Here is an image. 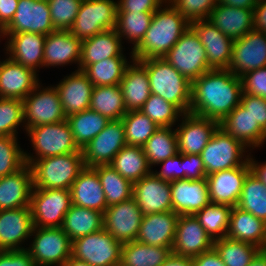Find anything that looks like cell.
<instances>
[{
	"mask_svg": "<svg viewBox=\"0 0 266 266\" xmlns=\"http://www.w3.org/2000/svg\"><path fill=\"white\" fill-rule=\"evenodd\" d=\"M241 77L211 69L191 82L190 113L221 122L241 102Z\"/></svg>",
	"mask_w": 266,
	"mask_h": 266,
	"instance_id": "6da1fadb",
	"label": "cell"
},
{
	"mask_svg": "<svg viewBox=\"0 0 266 266\" xmlns=\"http://www.w3.org/2000/svg\"><path fill=\"white\" fill-rule=\"evenodd\" d=\"M190 23L166 1L154 14L140 44L130 52L134 60L163 58L178 42Z\"/></svg>",
	"mask_w": 266,
	"mask_h": 266,
	"instance_id": "7a4b0ae2",
	"label": "cell"
},
{
	"mask_svg": "<svg viewBox=\"0 0 266 266\" xmlns=\"http://www.w3.org/2000/svg\"><path fill=\"white\" fill-rule=\"evenodd\" d=\"M146 68L150 92L175 105L183 114L190 113L191 82L164 58L139 60Z\"/></svg>",
	"mask_w": 266,
	"mask_h": 266,
	"instance_id": "3957f363",
	"label": "cell"
},
{
	"mask_svg": "<svg viewBox=\"0 0 266 266\" xmlns=\"http://www.w3.org/2000/svg\"><path fill=\"white\" fill-rule=\"evenodd\" d=\"M84 168L82 152L35 160L30 164L33 188L70 190Z\"/></svg>",
	"mask_w": 266,
	"mask_h": 266,
	"instance_id": "277c9868",
	"label": "cell"
},
{
	"mask_svg": "<svg viewBox=\"0 0 266 266\" xmlns=\"http://www.w3.org/2000/svg\"><path fill=\"white\" fill-rule=\"evenodd\" d=\"M24 133L30 138L31 148L35 151V155L32 152L24 151L25 163L29 165L41 158L82 152L74 141L67 120L26 128Z\"/></svg>",
	"mask_w": 266,
	"mask_h": 266,
	"instance_id": "5b68a950",
	"label": "cell"
},
{
	"mask_svg": "<svg viewBox=\"0 0 266 266\" xmlns=\"http://www.w3.org/2000/svg\"><path fill=\"white\" fill-rule=\"evenodd\" d=\"M249 151L239 140L218 127L200 154L206 175L243 166L248 161Z\"/></svg>",
	"mask_w": 266,
	"mask_h": 266,
	"instance_id": "8992f818",
	"label": "cell"
},
{
	"mask_svg": "<svg viewBox=\"0 0 266 266\" xmlns=\"http://www.w3.org/2000/svg\"><path fill=\"white\" fill-rule=\"evenodd\" d=\"M30 238L26 250L36 266H61L71 257L72 241L62 227H34Z\"/></svg>",
	"mask_w": 266,
	"mask_h": 266,
	"instance_id": "52a82bcc",
	"label": "cell"
},
{
	"mask_svg": "<svg viewBox=\"0 0 266 266\" xmlns=\"http://www.w3.org/2000/svg\"><path fill=\"white\" fill-rule=\"evenodd\" d=\"M117 1L82 0L73 26L69 29L81 42L117 25Z\"/></svg>",
	"mask_w": 266,
	"mask_h": 266,
	"instance_id": "ba28073f",
	"label": "cell"
},
{
	"mask_svg": "<svg viewBox=\"0 0 266 266\" xmlns=\"http://www.w3.org/2000/svg\"><path fill=\"white\" fill-rule=\"evenodd\" d=\"M122 243L104 228L72 241L71 256L91 266H117L121 263Z\"/></svg>",
	"mask_w": 266,
	"mask_h": 266,
	"instance_id": "9c48e42d",
	"label": "cell"
},
{
	"mask_svg": "<svg viewBox=\"0 0 266 266\" xmlns=\"http://www.w3.org/2000/svg\"><path fill=\"white\" fill-rule=\"evenodd\" d=\"M163 58L190 82L211 70L205 48L191 27L183 33Z\"/></svg>",
	"mask_w": 266,
	"mask_h": 266,
	"instance_id": "30bf717a",
	"label": "cell"
},
{
	"mask_svg": "<svg viewBox=\"0 0 266 266\" xmlns=\"http://www.w3.org/2000/svg\"><path fill=\"white\" fill-rule=\"evenodd\" d=\"M71 205L69 189L33 188L30 208L34 227H62Z\"/></svg>",
	"mask_w": 266,
	"mask_h": 266,
	"instance_id": "8fae6325",
	"label": "cell"
},
{
	"mask_svg": "<svg viewBox=\"0 0 266 266\" xmlns=\"http://www.w3.org/2000/svg\"><path fill=\"white\" fill-rule=\"evenodd\" d=\"M22 101L26 128L62 122L67 118L54 85L43 87L41 82Z\"/></svg>",
	"mask_w": 266,
	"mask_h": 266,
	"instance_id": "7c38bea8",
	"label": "cell"
},
{
	"mask_svg": "<svg viewBox=\"0 0 266 266\" xmlns=\"http://www.w3.org/2000/svg\"><path fill=\"white\" fill-rule=\"evenodd\" d=\"M125 145L127 143L122 120H110L106 127L81 149L85 167L110 164Z\"/></svg>",
	"mask_w": 266,
	"mask_h": 266,
	"instance_id": "4fadbf2b",
	"label": "cell"
},
{
	"mask_svg": "<svg viewBox=\"0 0 266 266\" xmlns=\"http://www.w3.org/2000/svg\"><path fill=\"white\" fill-rule=\"evenodd\" d=\"M55 30L47 0H19L16 13L1 34L29 32L48 35Z\"/></svg>",
	"mask_w": 266,
	"mask_h": 266,
	"instance_id": "5bb4252c",
	"label": "cell"
},
{
	"mask_svg": "<svg viewBox=\"0 0 266 266\" xmlns=\"http://www.w3.org/2000/svg\"><path fill=\"white\" fill-rule=\"evenodd\" d=\"M266 66V34L252 30L240 39L234 40L228 67L241 77L245 73Z\"/></svg>",
	"mask_w": 266,
	"mask_h": 266,
	"instance_id": "9a60e30c",
	"label": "cell"
},
{
	"mask_svg": "<svg viewBox=\"0 0 266 266\" xmlns=\"http://www.w3.org/2000/svg\"><path fill=\"white\" fill-rule=\"evenodd\" d=\"M143 215L136 200L110 205L103 213V228L121 243L136 241Z\"/></svg>",
	"mask_w": 266,
	"mask_h": 266,
	"instance_id": "2e32d148",
	"label": "cell"
},
{
	"mask_svg": "<svg viewBox=\"0 0 266 266\" xmlns=\"http://www.w3.org/2000/svg\"><path fill=\"white\" fill-rule=\"evenodd\" d=\"M178 124L175 128L178 152L181 154L193 155L201 154L202 150L219 127V122L191 113L183 114Z\"/></svg>",
	"mask_w": 266,
	"mask_h": 266,
	"instance_id": "e0dca14e",
	"label": "cell"
},
{
	"mask_svg": "<svg viewBox=\"0 0 266 266\" xmlns=\"http://www.w3.org/2000/svg\"><path fill=\"white\" fill-rule=\"evenodd\" d=\"M214 247V240L206 233L195 215H179L176 223L172 253L195 257Z\"/></svg>",
	"mask_w": 266,
	"mask_h": 266,
	"instance_id": "ac0fdd59",
	"label": "cell"
},
{
	"mask_svg": "<svg viewBox=\"0 0 266 266\" xmlns=\"http://www.w3.org/2000/svg\"><path fill=\"white\" fill-rule=\"evenodd\" d=\"M133 198L143 216L172 211L170 182L153 172L133 183Z\"/></svg>",
	"mask_w": 266,
	"mask_h": 266,
	"instance_id": "d6986e66",
	"label": "cell"
},
{
	"mask_svg": "<svg viewBox=\"0 0 266 266\" xmlns=\"http://www.w3.org/2000/svg\"><path fill=\"white\" fill-rule=\"evenodd\" d=\"M5 38V39H3ZM5 42V56L13 61L32 69L35 73L43 68V52L46 35L21 32L16 34H2Z\"/></svg>",
	"mask_w": 266,
	"mask_h": 266,
	"instance_id": "ffe728a7",
	"label": "cell"
},
{
	"mask_svg": "<svg viewBox=\"0 0 266 266\" xmlns=\"http://www.w3.org/2000/svg\"><path fill=\"white\" fill-rule=\"evenodd\" d=\"M34 225L31 208L0 210V250H24Z\"/></svg>",
	"mask_w": 266,
	"mask_h": 266,
	"instance_id": "44dd1931",
	"label": "cell"
},
{
	"mask_svg": "<svg viewBox=\"0 0 266 266\" xmlns=\"http://www.w3.org/2000/svg\"><path fill=\"white\" fill-rule=\"evenodd\" d=\"M190 27L195 31L205 48L209 68L228 69L233 40L223 34L208 19L191 22Z\"/></svg>",
	"mask_w": 266,
	"mask_h": 266,
	"instance_id": "7402d4cb",
	"label": "cell"
},
{
	"mask_svg": "<svg viewBox=\"0 0 266 266\" xmlns=\"http://www.w3.org/2000/svg\"><path fill=\"white\" fill-rule=\"evenodd\" d=\"M250 172L248 161L240 167L217 171L206 176L210 201L215 204L237 206L243 182Z\"/></svg>",
	"mask_w": 266,
	"mask_h": 266,
	"instance_id": "603a6c76",
	"label": "cell"
},
{
	"mask_svg": "<svg viewBox=\"0 0 266 266\" xmlns=\"http://www.w3.org/2000/svg\"><path fill=\"white\" fill-rule=\"evenodd\" d=\"M38 75L6 56L0 60V98L24 100L41 82Z\"/></svg>",
	"mask_w": 266,
	"mask_h": 266,
	"instance_id": "cb8c5ba5",
	"label": "cell"
},
{
	"mask_svg": "<svg viewBox=\"0 0 266 266\" xmlns=\"http://www.w3.org/2000/svg\"><path fill=\"white\" fill-rule=\"evenodd\" d=\"M172 211L178 215H195L209 204L207 179L170 182Z\"/></svg>",
	"mask_w": 266,
	"mask_h": 266,
	"instance_id": "d4e9b609",
	"label": "cell"
},
{
	"mask_svg": "<svg viewBox=\"0 0 266 266\" xmlns=\"http://www.w3.org/2000/svg\"><path fill=\"white\" fill-rule=\"evenodd\" d=\"M81 60V41L78 40L69 30L52 31L46 35L44 52H43V67H58L65 65L77 64Z\"/></svg>",
	"mask_w": 266,
	"mask_h": 266,
	"instance_id": "484cf974",
	"label": "cell"
},
{
	"mask_svg": "<svg viewBox=\"0 0 266 266\" xmlns=\"http://www.w3.org/2000/svg\"><path fill=\"white\" fill-rule=\"evenodd\" d=\"M54 86L66 117L89 109L94 85L82 71L67 74Z\"/></svg>",
	"mask_w": 266,
	"mask_h": 266,
	"instance_id": "4316f807",
	"label": "cell"
},
{
	"mask_svg": "<svg viewBox=\"0 0 266 266\" xmlns=\"http://www.w3.org/2000/svg\"><path fill=\"white\" fill-rule=\"evenodd\" d=\"M219 127L239 140L250 151L263 147L266 142V132L241 104L219 123Z\"/></svg>",
	"mask_w": 266,
	"mask_h": 266,
	"instance_id": "83f0119b",
	"label": "cell"
},
{
	"mask_svg": "<svg viewBox=\"0 0 266 266\" xmlns=\"http://www.w3.org/2000/svg\"><path fill=\"white\" fill-rule=\"evenodd\" d=\"M178 217L174 211L143 216L136 241L146 245L172 247Z\"/></svg>",
	"mask_w": 266,
	"mask_h": 266,
	"instance_id": "f1b7e54d",
	"label": "cell"
},
{
	"mask_svg": "<svg viewBox=\"0 0 266 266\" xmlns=\"http://www.w3.org/2000/svg\"><path fill=\"white\" fill-rule=\"evenodd\" d=\"M32 189V171L29 164H25L15 173L0 177V210L30 206Z\"/></svg>",
	"mask_w": 266,
	"mask_h": 266,
	"instance_id": "f546056e",
	"label": "cell"
},
{
	"mask_svg": "<svg viewBox=\"0 0 266 266\" xmlns=\"http://www.w3.org/2000/svg\"><path fill=\"white\" fill-rule=\"evenodd\" d=\"M116 29L98 33L81 42V60L79 70L83 71L88 65L111 58L120 57L125 49Z\"/></svg>",
	"mask_w": 266,
	"mask_h": 266,
	"instance_id": "4dcf8cb0",
	"label": "cell"
},
{
	"mask_svg": "<svg viewBox=\"0 0 266 266\" xmlns=\"http://www.w3.org/2000/svg\"><path fill=\"white\" fill-rule=\"evenodd\" d=\"M70 191L73 205L103 213L108 207L99 176L92 167H85L79 173Z\"/></svg>",
	"mask_w": 266,
	"mask_h": 266,
	"instance_id": "1f68e13d",
	"label": "cell"
},
{
	"mask_svg": "<svg viewBox=\"0 0 266 266\" xmlns=\"http://www.w3.org/2000/svg\"><path fill=\"white\" fill-rule=\"evenodd\" d=\"M119 85L127 112L141 110L151 94L146 68L133 59L127 66Z\"/></svg>",
	"mask_w": 266,
	"mask_h": 266,
	"instance_id": "d6a6232c",
	"label": "cell"
},
{
	"mask_svg": "<svg viewBox=\"0 0 266 266\" xmlns=\"http://www.w3.org/2000/svg\"><path fill=\"white\" fill-rule=\"evenodd\" d=\"M208 20L234 41L253 30V9L217 4Z\"/></svg>",
	"mask_w": 266,
	"mask_h": 266,
	"instance_id": "836d02e7",
	"label": "cell"
},
{
	"mask_svg": "<svg viewBox=\"0 0 266 266\" xmlns=\"http://www.w3.org/2000/svg\"><path fill=\"white\" fill-rule=\"evenodd\" d=\"M226 237L250 243L263 250L266 244L264 220L237 206L232 207Z\"/></svg>",
	"mask_w": 266,
	"mask_h": 266,
	"instance_id": "e575fe53",
	"label": "cell"
},
{
	"mask_svg": "<svg viewBox=\"0 0 266 266\" xmlns=\"http://www.w3.org/2000/svg\"><path fill=\"white\" fill-rule=\"evenodd\" d=\"M132 183L152 172L142 146L125 145L109 164Z\"/></svg>",
	"mask_w": 266,
	"mask_h": 266,
	"instance_id": "d590c367",
	"label": "cell"
},
{
	"mask_svg": "<svg viewBox=\"0 0 266 266\" xmlns=\"http://www.w3.org/2000/svg\"><path fill=\"white\" fill-rule=\"evenodd\" d=\"M62 229L71 241L95 233L103 229V212L72 204L65 214Z\"/></svg>",
	"mask_w": 266,
	"mask_h": 266,
	"instance_id": "8d00e7d4",
	"label": "cell"
},
{
	"mask_svg": "<svg viewBox=\"0 0 266 266\" xmlns=\"http://www.w3.org/2000/svg\"><path fill=\"white\" fill-rule=\"evenodd\" d=\"M172 247L152 246L137 241L122 243L123 266H161L171 255Z\"/></svg>",
	"mask_w": 266,
	"mask_h": 266,
	"instance_id": "74e56055",
	"label": "cell"
},
{
	"mask_svg": "<svg viewBox=\"0 0 266 266\" xmlns=\"http://www.w3.org/2000/svg\"><path fill=\"white\" fill-rule=\"evenodd\" d=\"M89 109L108 120H119L127 113L120 85L94 86Z\"/></svg>",
	"mask_w": 266,
	"mask_h": 266,
	"instance_id": "f35d334b",
	"label": "cell"
},
{
	"mask_svg": "<svg viewBox=\"0 0 266 266\" xmlns=\"http://www.w3.org/2000/svg\"><path fill=\"white\" fill-rule=\"evenodd\" d=\"M66 120L70 125L74 141L80 150L96 137L110 121L91 109L70 115Z\"/></svg>",
	"mask_w": 266,
	"mask_h": 266,
	"instance_id": "ab89813d",
	"label": "cell"
},
{
	"mask_svg": "<svg viewBox=\"0 0 266 266\" xmlns=\"http://www.w3.org/2000/svg\"><path fill=\"white\" fill-rule=\"evenodd\" d=\"M129 57L130 62L123 53L120 57H111L92 63L82 72L94 86L119 85L127 66L133 60V57Z\"/></svg>",
	"mask_w": 266,
	"mask_h": 266,
	"instance_id": "60d3db41",
	"label": "cell"
},
{
	"mask_svg": "<svg viewBox=\"0 0 266 266\" xmlns=\"http://www.w3.org/2000/svg\"><path fill=\"white\" fill-rule=\"evenodd\" d=\"M151 168L178 153L174 127H159L142 146Z\"/></svg>",
	"mask_w": 266,
	"mask_h": 266,
	"instance_id": "b9f144b4",
	"label": "cell"
},
{
	"mask_svg": "<svg viewBox=\"0 0 266 266\" xmlns=\"http://www.w3.org/2000/svg\"><path fill=\"white\" fill-rule=\"evenodd\" d=\"M98 174L105 193L107 206L127 201L133 197V183L122 177L112 166L92 167Z\"/></svg>",
	"mask_w": 266,
	"mask_h": 266,
	"instance_id": "7bdbcfd3",
	"label": "cell"
},
{
	"mask_svg": "<svg viewBox=\"0 0 266 266\" xmlns=\"http://www.w3.org/2000/svg\"><path fill=\"white\" fill-rule=\"evenodd\" d=\"M154 12H117L116 31L122 41L128 40L131 52L140 44L153 19Z\"/></svg>",
	"mask_w": 266,
	"mask_h": 266,
	"instance_id": "ee69618b",
	"label": "cell"
},
{
	"mask_svg": "<svg viewBox=\"0 0 266 266\" xmlns=\"http://www.w3.org/2000/svg\"><path fill=\"white\" fill-rule=\"evenodd\" d=\"M237 207L257 218L266 219V186L251 171L243 182Z\"/></svg>",
	"mask_w": 266,
	"mask_h": 266,
	"instance_id": "f6af8a7d",
	"label": "cell"
},
{
	"mask_svg": "<svg viewBox=\"0 0 266 266\" xmlns=\"http://www.w3.org/2000/svg\"><path fill=\"white\" fill-rule=\"evenodd\" d=\"M232 207L225 204L210 202L195 217L206 233L215 241L226 237L229 228Z\"/></svg>",
	"mask_w": 266,
	"mask_h": 266,
	"instance_id": "bcb514c9",
	"label": "cell"
},
{
	"mask_svg": "<svg viewBox=\"0 0 266 266\" xmlns=\"http://www.w3.org/2000/svg\"><path fill=\"white\" fill-rule=\"evenodd\" d=\"M214 248L225 266H248L260 248L228 237L214 241Z\"/></svg>",
	"mask_w": 266,
	"mask_h": 266,
	"instance_id": "7dc6e473",
	"label": "cell"
},
{
	"mask_svg": "<svg viewBox=\"0 0 266 266\" xmlns=\"http://www.w3.org/2000/svg\"><path fill=\"white\" fill-rule=\"evenodd\" d=\"M127 145L143 146L159 126L140 110L129 111L122 117Z\"/></svg>",
	"mask_w": 266,
	"mask_h": 266,
	"instance_id": "c3c4849f",
	"label": "cell"
},
{
	"mask_svg": "<svg viewBox=\"0 0 266 266\" xmlns=\"http://www.w3.org/2000/svg\"><path fill=\"white\" fill-rule=\"evenodd\" d=\"M140 111L159 127H175L183 115L175 105L152 93Z\"/></svg>",
	"mask_w": 266,
	"mask_h": 266,
	"instance_id": "681fc988",
	"label": "cell"
},
{
	"mask_svg": "<svg viewBox=\"0 0 266 266\" xmlns=\"http://www.w3.org/2000/svg\"><path fill=\"white\" fill-rule=\"evenodd\" d=\"M19 127L26 132L23 101L0 98V136L18 137Z\"/></svg>",
	"mask_w": 266,
	"mask_h": 266,
	"instance_id": "f907efd6",
	"label": "cell"
},
{
	"mask_svg": "<svg viewBox=\"0 0 266 266\" xmlns=\"http://www.w3.org/2000/svg\"><path fill=\"white\" fill-rule=\"evenodd\" d=\"M18 141L15 136H0V177L17 172L26 164Z\"/></svg>",
	"mask_w": 266,
	"mask_h": 266,
	"instance_id": "816d5d0a",
	"label": "cell"
},
{
	"mask_svg": "<svg viewBox=\"0 0 266 266\" xmlns=\"http://www.w3.org/2000/svg\"><path fill=\"white\" fill-rule=\"evenodd\" d=\"M55 29L69 30L77 17L82 0H47Z\"/></svg>",
	"mask_w": 266,
	"mask_h": 266,
	"instance_id": "f5cc1de1",
	"label": "cell"
},
{
	"mask_svg": "<svg viewBox=\"0 0 266 266\" xmlns=\"http://www.w3.org/2000/svg\"><path fill=\"white\" fill-rule=\"evenodd\" d=\"M189 23L209 19L218 0H167Z\"/></svg>",
	"mask_w": 266,
	"mask_h": 266,
	"instance_id": "db71d44e",
	"label": "cell"
},
{
	"mask_svg": "<svg viewBox=\"0 0 266 266\" xmlns=\"http://www.w3.org/2000/svg\"><path fill=\"white\" fill-rule=\"evenodd\" d=\"M243 93L266 100V66L241 76Z\"/></svg>",
	"mask_w": 266,
	"mask_h": 266,
	"instance_id": "11a10c76",
	"label": "cell"
},
{
	"mask_svg": "<svg viewBox=\"0 0 266 266\" xmlns=\"http://www.w3.org/2000/svg\"><path fill=\"white\" fill-rule=\"evenodd\" d=\"M182 154L176 153L171 158H168L156 166H160V171L158 172L156 169L152 172L157 176L160 177L164 181L172 182L175 180L183 179V167H182Z\"/></svg>",
	"mask_w": 266,
	"mask_h": 266,
	"instance_id": "9f6ffc18",
	"label": "cell"
},
{
	"mask_svg": "<svg viewBox=\"0 0 266 266\" xmlns=\"http://www.w3.org/2000/svg\"><path fill=\"white\" fill-rule=\"evenodd\" d=\"M240 104L249 111L255 122L266 132V100L242 93Z\"/></svg>",
	"mask_w": 266,
	"mask_h": 266,
	"instance_id": "6f0895ef",
	"label": "cell"
},
{
	"mask_svg": "<svg viewBox=\"0 0 266 266\" xmlns=\"http://www.w3.org/2000/svg\"><path fill=\"white\" fill-rule=\"evenodd\" d=\"M183 179L201 180L206 178L205 167L199 154H182Z\"/></svg>",
	"mask_w": 266,
	"mask_h": 266,
	"instance_id": "680465c9",
	"label": "cell"
},
{
	"mask_svg": "<svg viewBox=\"0 0 266 266\" xmlns=\"http://www.w3.org/2000/svg\"><path fill=\"white\" fill-rule=\"evenodd\" d=\"M167 0H117V12H155Z\"/></svg>",
	"mask_w": 266,
	"mask_h": 266,
	"instance_id": "91938a15",
	"label": "cell"
},
{
	"mask_svg": "<svg viewBox=\"0 0 266 266\" xmlns=\"http://www.w3.org/2000/svg\"><path fill=\"white\" fill-rule=\"evenodd\" d=\"M0 266H36V264L26 249L0 250Z\"/></svg>",
	"mask_w": 266,
	"mask_h": 266,
	"instance_id": "94428289",
	"label": "cell"
},
{
	"mask_svg": "<svg viewBox=\"0 0 266 266\" xmlns=\"http://www.w3.org/2000/svg\"><path fill=\"white\" fill-rule=\"evenodd\" d=\"M191 259L194 266H225L214 247L209 251L192 257Z\"/></svg>",
	"mask_w": 266,
	"mask_h": 266,
	"instance_id": "6125c7cd",
	"label": "cell"
},
{
	"mask_svg": "<svg viewBox=\"0 0 266 266\" xmlns=\"http://www.w3.org/2000/svg\"><path fill=\"white\" fill-rule=\"evenodd\" d=\"M19 0H0V31L12 20L16 13Z\"/></svg>",
	"mask_w": 266,
	"mask_h": 266,
	"instance_id": "be15d7a7",
	"label": "cell"
},
{
	"mask_svg": "<svg viewBox=\"0 0 266 266\" xmlns=\"http://www.w3.org/2000/svg\"><path fill=\"white\" fill-rule=\"evenodd\" d=\"M253 30L266 34V0H258L253 9Z\"/></svg>",
	"mask_w": 266,
	"mask_h": 266,
	"instance_id": "e7e4bbea",
	"label": "cell"
},
{
	"mask_svg": "<svg viewBox=\"0 0 266 266\" xmlns=\"http://www.w3.org/2000/svg\"><path fill=\"white\" fill-rule=\"evenodd\" d=\"M254 158L250 151L248 156L250 171L266 186V161L261 163Z\"/></svg>",
	"mask_w": 266,
	"mask_h": 266,
	"instance_id": "03108f58",
	"label": "cell"
},
{
	"mask_svg": "<svg viewBox=\"0 0 266 266\" xmlns=\"http://www.w3.org/2000/svg\"><path fill=\"white\" fill-rule=\"evenodd\" d=\"M161 266H194V264L190 257L179 256L171 253Z\"/></svg>",
	"mask_w": 266,
	"mask_h": 266,
	"instance_id": "003e7915",
	"label": "cell"
},
{
	"mask_svg": "<svg viewBox=\"0 0 266 266\" xmlns=\"http://www.w3.org/2000/svg\"><path fill=\"white\" fill-rule=\"evenodd\" d=\"M258 0H218V4L243 9H254Z\"/></svg>",
	"mask_w": 266,
	"mask_h": 266,
	"instance_id": "a7ac6f4b",
	"label": "cell"
},
{
	"mask_svg": "<svg viewBox=\"0 0 266 266\" xmlns=\"http://www.w3.org/2000/svg\"><path fill=\"white\" fill-rule=\"evenodd\" d=\"M248 266H266V252L260 250Z\"/></svg>",
	"mask_w": 266,
	"mask_h": 266,
	"instance_id": "89a4df30",
	"label": "cell"
},
{
	"mask_svg": "<svg viewBox=\"0 0 266 266\" xmlns=\"http://www.w3.org/2000/svg\"><path fill=\"white\" fill-rule=\"evenodd\" d=\"M61 266H91V265H89L87 262L77 260L71 256Z\"/></svg>",
	"mask_w": 266,
	"mask_h": 266,
	"instance_id": "2644e50d",
	"label": "cell"
},
{
	"mask_svg": "<svg viewBox=\"0 0 266 266\" xmlns=\"http://www.w3.org/2000/svg\"><path fill=\"white\" fill-rule=\"evenodd\" d=\"M264 227H265V231H266V219L264 220Z\"/></svg>",
	"mask_w": 266,
	"mask_h": 266,
	"instance_id": "8c879c8a",
	"label": "cell"
}]
</instances>
